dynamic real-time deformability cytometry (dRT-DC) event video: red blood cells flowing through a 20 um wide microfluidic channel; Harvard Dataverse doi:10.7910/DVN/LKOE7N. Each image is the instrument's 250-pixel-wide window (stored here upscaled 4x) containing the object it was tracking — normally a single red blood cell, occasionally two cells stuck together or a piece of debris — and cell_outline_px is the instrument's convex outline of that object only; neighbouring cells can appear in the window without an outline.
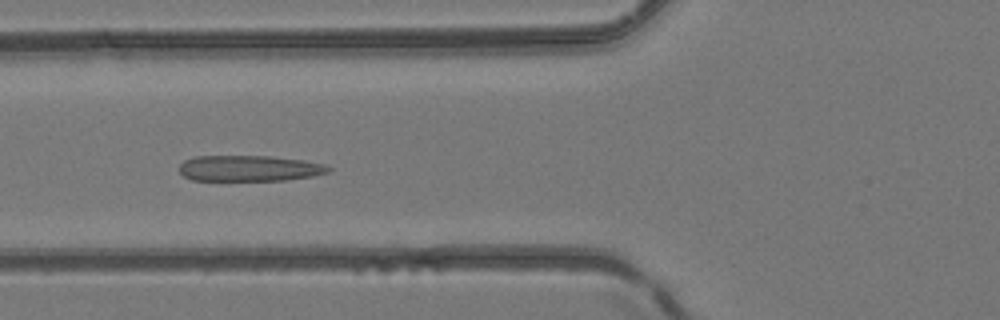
{"species": "common noctule bat (a hibernating species)", "species_latin": "Nyctalus noctula", "temperature_condition": "room temperature", "stored_images_in_passage": 6, "camera_frame_rate_fps": 3000, "um_per_image_px": 0.085, "animal": {"sex": "female", "body_mass_g": 24.6, "forearm_length_mm": 56.2}, "frame": {"image": 1, "passage_image": 5, "time_ms": 6.0, "image_size_px": [1000, 320], "cell_outline_px": [[332, 168], [328, 172], [312, 176], [284, 180], [192, 180], [184, 176], [180, 172], [180, 164], [184, 160], [196, 156], [272, 156], [304, 160], [324, 164]], "centroid_in_image_um": [21.19, 14.3], "position_along_channel_um": 104.6, "area_um2": 22.43}}
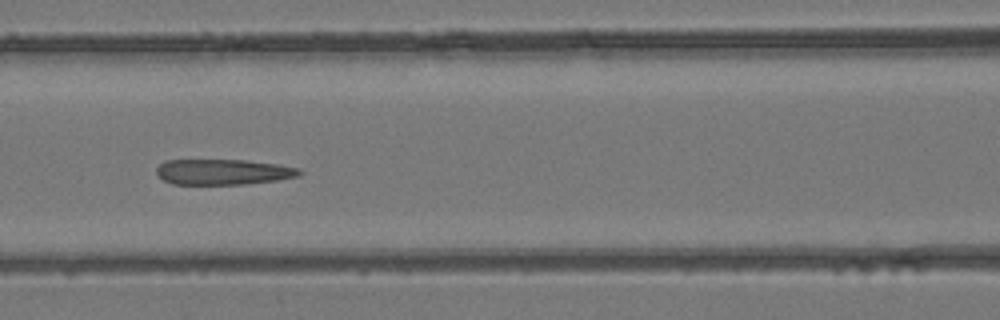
{"frame": {"image": 2, "passage_image": 6, "time_ms": 7.0, "image_size_px": [1000, 320], "cell_outline_px": [[304, 172], [300, 176], [276, 180], [244, 184], [172, 184], [164, 180], [156, 172], [156, 168], [164, 160], [244, 160], [280, 164], [300, 168]], "centroid_in_image_um": [19.01, 14.61], "position_along_channel_um": 147.6, "area_um2": 21.39}}